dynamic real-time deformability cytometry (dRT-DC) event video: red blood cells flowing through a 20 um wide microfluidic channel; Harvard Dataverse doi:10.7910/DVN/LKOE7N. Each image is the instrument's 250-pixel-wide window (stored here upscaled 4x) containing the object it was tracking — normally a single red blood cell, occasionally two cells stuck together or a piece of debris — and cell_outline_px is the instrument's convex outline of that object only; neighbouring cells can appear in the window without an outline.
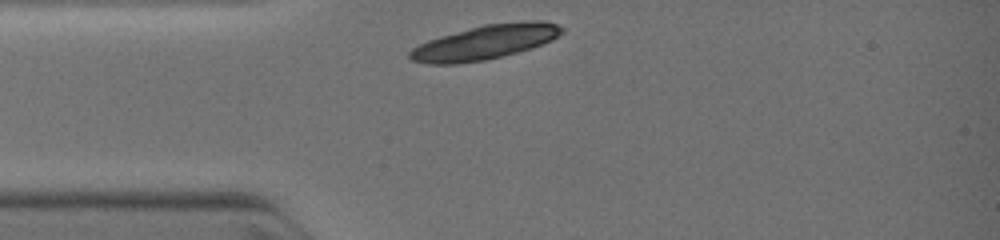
{"species": "common noctule bat (a hibernating species)", "species_latin": "Nyctalus noctula", "temperature_condition": "warm", "stored_images_in_passage": 5, "camera_frame_rate_fps": 3000, "um_per_image_px": 0.085, "animal": {"sex": "female", "body_mass_g": 19.0, "forearm_length_mm": 51.5}, "frame": {"image": 1, "passage_image": 1, "time_ms": 0.0, "image_size_px": [1000, 240], "cell_outline_px": [[564, 32], [552, 40], [516, 52], [484, 60], [456, 64], [428, 64], [412, 60], [408, 56], [408, 52], [412, 48], [428, 40], [440, 36], [484, 24], [528, 20], [540, 20], [556, 24], [564, 28]], "centroid_in_image_um": [41.22, 3.58], "position_along_channel_um": 43.8, "area_um2": 30.23}}
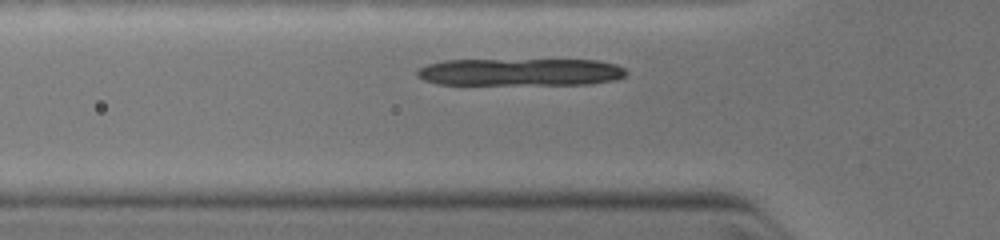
{"frame": {"image": 2, "passage_image": 3, "time_ms": 1.0, "image_size_px": [1000, 240], "cell_outline_px": [[628, 72], [624, 76], [616, 80], [592, 84], [436, 84], [424, 80], [416, 76], [416, 72], [420, 68], [428, 64], [444, 60], [596, 60], [616, 64], [624, 68]], "centroid_in_image_um": [44.25, 6.13], "position_along_channel_um": 81.5, "area_um2": 33.47}}
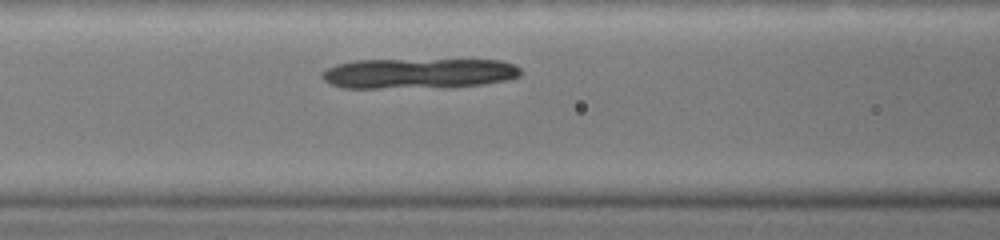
{"frame": {"image": 3, "passage_image": 5, "time_ms": 2.0, "image_size_px": [1000, 240], "cell_outline_px": [[520, 76], [508, 80], [484, 84], [452, 88], [344, 88], [332, 84], [324, 80], [320, 76], [320, 72], [336, 64], [352, 60], [500, 60], [516, 64], [520, 68]], "centroid_in_image_um": [35.59, 6.25], "position_along_channel_um": 131.0, "area_um2": 35.72}}